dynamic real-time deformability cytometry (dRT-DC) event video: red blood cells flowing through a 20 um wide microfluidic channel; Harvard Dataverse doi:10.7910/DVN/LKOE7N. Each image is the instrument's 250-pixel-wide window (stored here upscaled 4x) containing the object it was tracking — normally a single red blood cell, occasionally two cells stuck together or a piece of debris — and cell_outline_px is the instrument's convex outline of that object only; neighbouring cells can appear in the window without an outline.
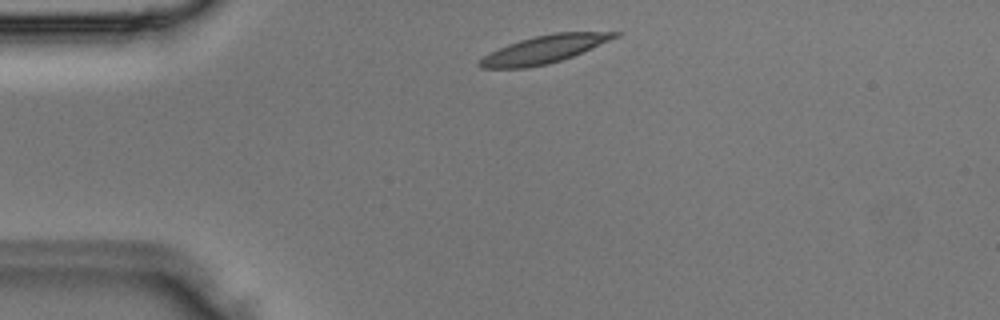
{"species": "Egyptian fruit bat (a non-hibernating species)", "species_latin": "Rousettus aegyptiacus", "temperature_condition": "room temperature", "stored_images_in_passage": 2, "camera_frame_rate_fps": 3000, "um_per_image_px": 0.085, "animal": {"sex": "male"}, "frame": {"image": 1, "passage_image": 1, "time_ms": 0.0, "image_size_px": [1000, 320], "cell_outline_px": [[624, 32], [620, 36], [572, 56], [548, 64], [524, 68], [480, 68], [476, 64], [484, 56], [508, 44], [520, 40], [536, 36], [556, 32]], "centroid_in_image_um": [46.27, 4.19], "position_along_channel_um": 38.7, "area_um2": 21.5}}